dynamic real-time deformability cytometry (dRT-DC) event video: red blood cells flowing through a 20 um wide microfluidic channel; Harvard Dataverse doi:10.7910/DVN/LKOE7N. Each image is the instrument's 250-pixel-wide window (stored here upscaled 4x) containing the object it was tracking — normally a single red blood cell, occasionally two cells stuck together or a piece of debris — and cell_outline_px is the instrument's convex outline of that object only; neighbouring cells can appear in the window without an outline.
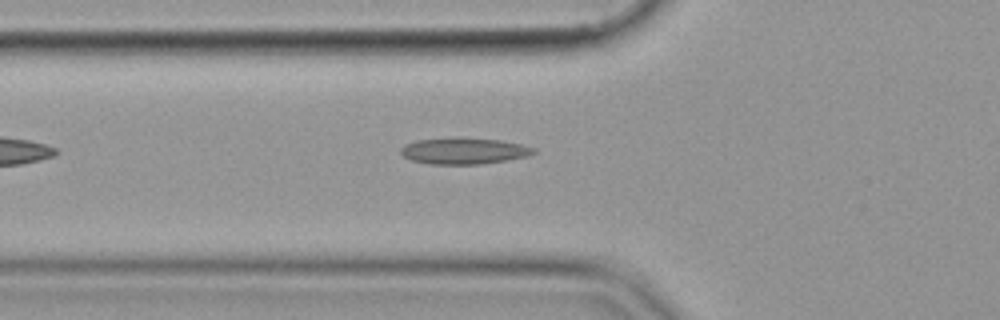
{"species": "common noctule bat (a hibernating species)", "species_latin": "Nyctalus noctula", "temperature_condition": "cold", "stored_images_in_passage": 32, "camera_frame_rate_fps": 3000, "um_per_image_px": 0.085, "animal": {"sex": "female", "body_mass_g": 19.9}, "frame": {"image": 1, "passage_image": 2, "time_ms": 0.333, "image_size_px": [1000, 320], "cell_outline_px": [[536, 152], [528, 156], [508, 160], [480, 164], [428, 164], [412, 160], [404, 156], [400, 152], [400, 148], [404, 144], [416, 140], [456, 136], [500, 140], [520, 144], [536, 148]], "centroid_in_image_um": [39.42, 12.81], "position_along_channel_um": 86.4, "area_um2": 20.75}}
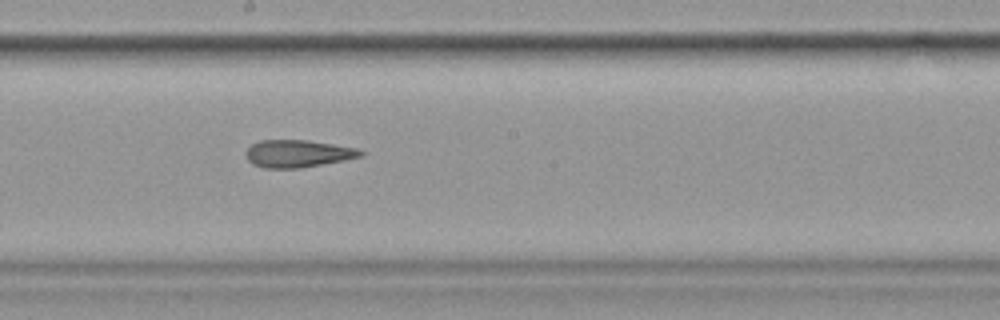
{"frame": {"image": 2, "passage_image": 13, "time_ms": 4.0, "image_size_px": [1000, 320], "cell_outline_px": [[364, 156], [344, 160], [300, 168], [264, 168], [252, 164], [248, 160], [244, 152], [252, 144], [260, 140], [308, 140], [356, 148], [364, 152]], "centroid_in_image_um": [25.29, 13.06], "position_along_channel_um": 222.9, "area_um2": 18.32}}
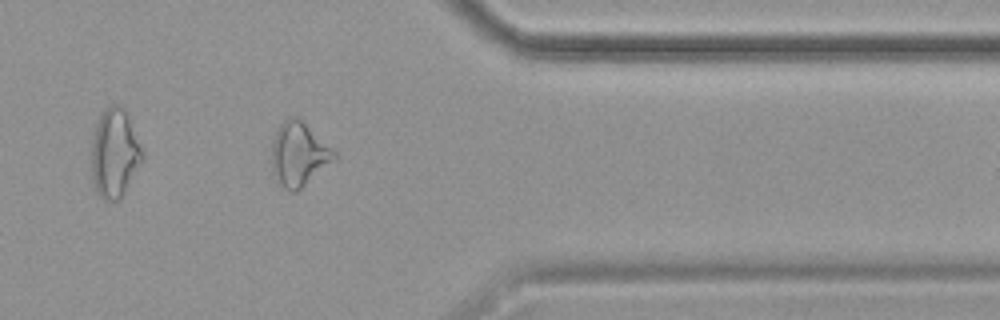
{"frame": {"image": 3, "passage_image": 27, "time_ms": 8.667, "image_size_px": [1000, 320], "cell_outline_px": [[336, 160], [296, 192], [292, 192], [284, 188], [276, 180], [272, 172], [272, 140], [280, 124], [288, 116], [292, 116], [300, 120], [332, 148], [336, 152]], "centroid_in_image_um": [25.38, 13.14], "position_along_channel_um": 386.0, "area_um2": 23.06}}